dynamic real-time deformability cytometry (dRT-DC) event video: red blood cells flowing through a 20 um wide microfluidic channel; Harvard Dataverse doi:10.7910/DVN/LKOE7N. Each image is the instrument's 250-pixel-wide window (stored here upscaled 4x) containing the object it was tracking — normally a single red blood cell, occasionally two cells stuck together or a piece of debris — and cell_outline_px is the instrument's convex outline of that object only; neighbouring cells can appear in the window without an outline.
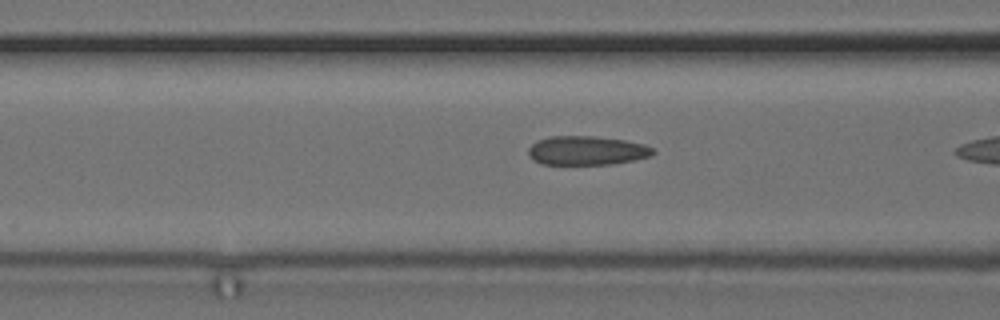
{"species": "common noctule bat (a hibernating species)", "species_latin": "Nyctalus noctula", "temperature_condition": "cold", "stored_images_in_passage": 9, "camera_frame_rate_fps": 3000, "um_per_image_px": 0.085, "animal": {"sex": "female", "body_mass_g": 24.6, "forearm_length_mm": 56.2}, "frame": {"image": 1, "passage_image": 7, "time_ms": 2.0, "image_size_px": [1000, 320], "cell_outline_px": [[656, 152], [652, 156], [636, 160], [612, 164], [540, 164], [532, 160], [528, 156], [528, 148], [536, 140], [548, 136], [596, 136], [624, 140], [644, 144], [652, 148]], "centroid_in_image_um": [49.86, 12.8], "position_along_channel_um": 116.7, "area_um2": 21.39}}